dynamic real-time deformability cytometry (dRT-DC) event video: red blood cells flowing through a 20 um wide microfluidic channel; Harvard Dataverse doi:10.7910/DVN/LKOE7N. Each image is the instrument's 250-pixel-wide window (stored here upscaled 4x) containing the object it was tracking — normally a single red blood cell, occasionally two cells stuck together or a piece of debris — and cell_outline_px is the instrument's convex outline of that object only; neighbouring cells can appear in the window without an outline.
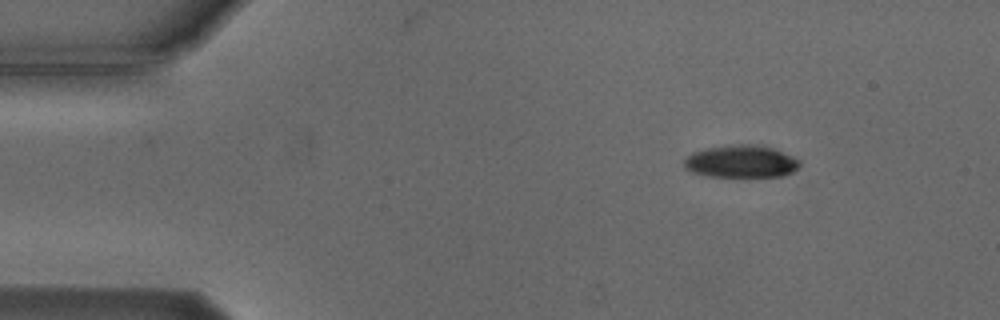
{"species": "Egyptian fruit bat (a non-hibernating species)", "species_latin": "Rousettus aegyptiacus", "temperature_condition": "cold", "stored_images_in_passage": 3, "camera_frame_rate_fps": 3000, "um_per_image_px": 0.085, "animal": {"sex": "male"}, "frame": {"image": 1, "passage_image": 1, "time_ms": 0.0, "image_size_px": [1000, 320], "cell_outline_px": [[800, 164], [792, 172], [784, 176], [708, 176], [692, 172], [684, 168], [684, 160], [692, 152], [704, 148], [732, 144], [760, 144], [772, 148], [792, 156], [800, 160]], "centroid_in_image_um": [62.97, 13.71], "position_along_channel_um": 22.0, "area_um2": 21.91}}